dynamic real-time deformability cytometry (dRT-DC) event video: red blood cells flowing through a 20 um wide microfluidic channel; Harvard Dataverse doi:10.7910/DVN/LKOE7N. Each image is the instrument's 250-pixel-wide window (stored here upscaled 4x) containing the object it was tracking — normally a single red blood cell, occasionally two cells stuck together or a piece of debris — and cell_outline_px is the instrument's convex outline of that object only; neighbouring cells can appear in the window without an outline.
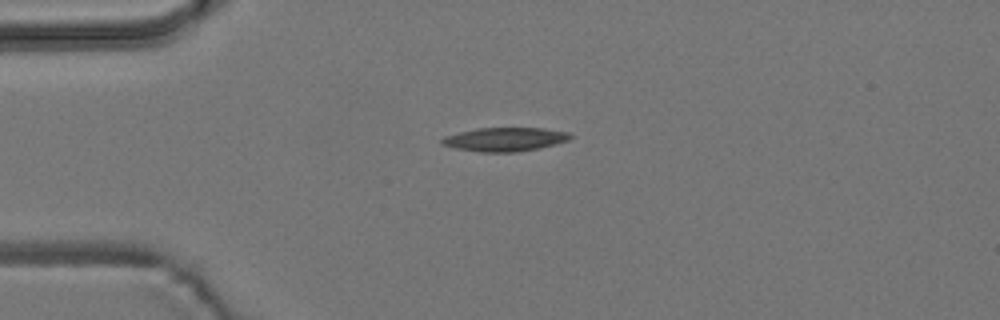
{"species": "common noctule bat (a hibernating species)", "species_latin": "Nyctalus noctula", "temperature_condition": "room temperature", "stored_images_in_passage": 2, "camera_frame_rate_fps": 3000, "um_per_image_px": 0.085, "animal": {"sex": "male", "body_mass_g": 19.2, "forearm_length_mm": 51.8}, "frame": {"image": 1, "passage_image": 1, "time_ms": 0.0, "image_size_px": [1000, 320], "cell_outline_px": [[572, 136], [568, 140], [556, 144], [540, 148], [516, 152], [480, 152], [456, 148], [440, 144], [440, 140], [444, 136], [476, 128], [544, 128], [568, 132]], "centroid_in_image_um": [42.9, 11.84], "position_along_channel_um": 42.1, "area_um2": 17.8}}